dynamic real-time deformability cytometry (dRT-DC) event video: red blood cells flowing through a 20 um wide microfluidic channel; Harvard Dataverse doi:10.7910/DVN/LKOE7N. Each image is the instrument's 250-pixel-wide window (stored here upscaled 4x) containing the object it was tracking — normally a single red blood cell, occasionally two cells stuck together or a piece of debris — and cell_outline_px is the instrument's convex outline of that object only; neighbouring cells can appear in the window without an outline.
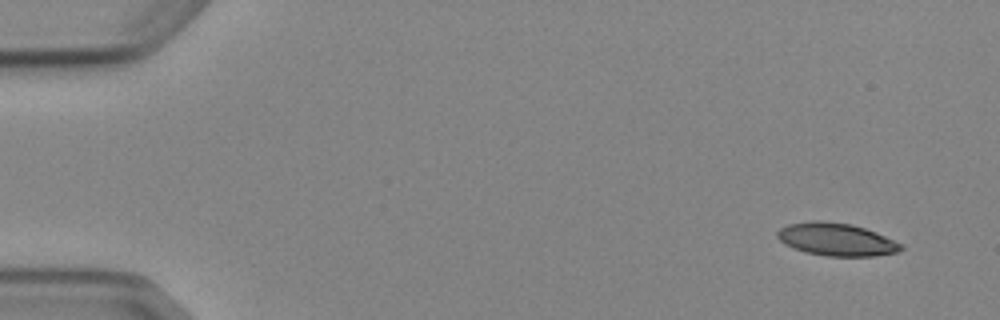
{"species": "Egyptian fruit bat (a non-hibernating species)", "species_latin": "Rousettus aegyptiacus", "temperature_condition": "cold", "stored_images_in_passage": 4, "camera_frame_rate_fps": 3000, "um_per_image_px": 0.085, "animal": {"sex": "female"}, "frame": {"image": 1, "passage_image": 1, "time_ms": 0.0, "image_size_px": [1000, 320], "cell_outline_px": [[904, 248], [896, 252], [872, 256], [828, 256], [804, 252], [784, 244], [776, 236], [776, 232], [780, 228], [788, 224], [812, 220], [820, 220], [852, 224], [876, 232], [904, 244]], "centroid_in_image_um": [71.08, 20.34], "position_along_channel_um": 13.9, "area_um2": 23.7}}
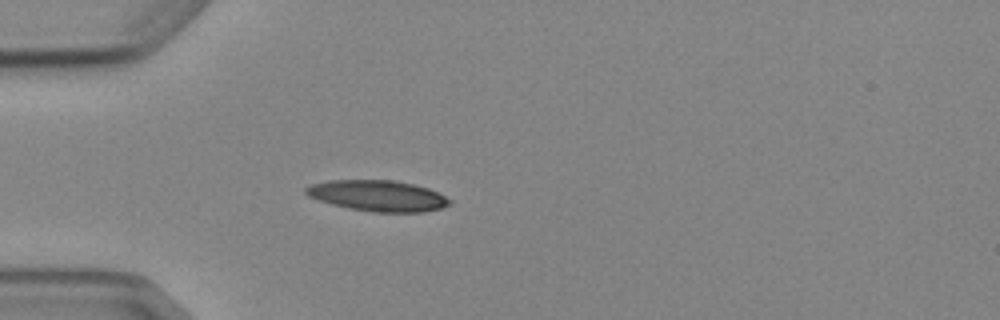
{"frame": {"image": 2, "passage_image": 4, "time_ms": 4.0, "image_size_px": [1000, 320], "cell_outline_px": [[452, 204], [440, 208], [424, 212], [372, 212], [348, 208], [332, 204], [308, 196], [304, 192], [304, 188], [312, 184], [328, 180], [396, 180], [428, 188], [452, 200]], "centroid_in_image_um": [32.11, 16.64], "position_along_channel_um": 52.9, "area_um2": 25.89}}